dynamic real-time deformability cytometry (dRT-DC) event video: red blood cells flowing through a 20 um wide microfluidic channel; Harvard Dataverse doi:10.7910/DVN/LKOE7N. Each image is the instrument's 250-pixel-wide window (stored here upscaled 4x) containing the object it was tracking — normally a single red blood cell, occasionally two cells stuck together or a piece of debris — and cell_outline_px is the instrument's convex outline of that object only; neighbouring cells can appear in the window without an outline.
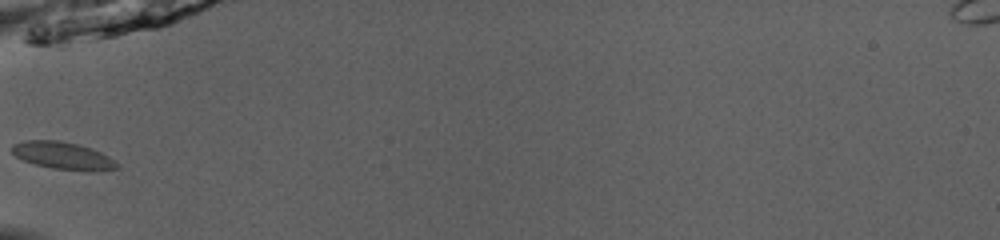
{"species": "common noctule bat (a hibernating species)", "species_latin": "Nyctalus noctula", "temperature_condition": "room temperature", "stored_images_in_passage": 30, "camera_frame_rate_fps": 3000, "um_per_image_px": 0.085, "animal": {"sex": "male", "body_mass_g": 13.0, "forearm_length_mm": 53.1}, "frame": {"image": 1, "passage_image": 1, "time_ms": 0.0, "image_size_px": [1000, 240], "cell_outline_px": [[120, 168], [92, 172], [52, 168], [36, 164], [24, 160], [16, 156], [12, 152], [12, 144], [24, 140], [60, 140], [76, 144], [100, 152], [108, 156], [120, 164]], "centroid_in_image_um": [5.38, 13.24], "position_along_channel_um": 79.6, "area_um2": 16.76}}
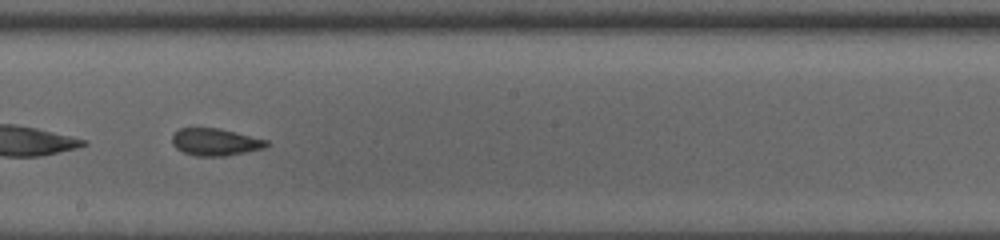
{"frame": {"image": 2, "passage_image": 12, "time_ms": 3.667, "image_size_px": [1000, 240], "cell_outline_px": [[272, 144], [264, 148], [224, 156], [196, 156], [184, 152], [176, 148], [172, 144], [172, 136], [180, 128], [220, 128], [268, 140]], "centroid_in_image_um": [18.32, 12.07], "position_along_channel_um": 229.9, "area_um2": 14.97}}
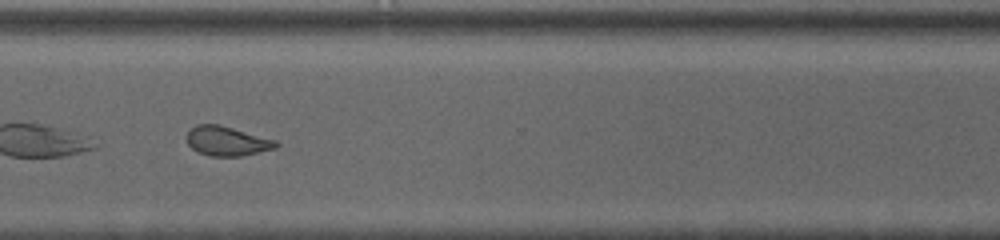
{"frame": {"image": 3, "passage_image": 21, "time_ms": 6.667, "image_size_px": [1000, 240], "cell_outline_px": [[280, 144], [276, 148], [240, 156], [208, 156], [192, 148], [188, 144], [184, 136], [196, 124], [220, 124], [276, 140]], "centroid_in_image_um": [19.28, 11.98], "position_along_channel_um": 351.3, "area_um2": 15.37}, "authors_computed_cell_mechanics": {"area_um2": 15.7216, "velocity_mm_per_s": 4.0585, "shape_relaxation_time_tau1_ms": 6.4129, "shape_relaxation_time_tau2_ms": 1.5871, "deformation_change_tau1": 0.1385, "deformation_change_tau2": 0.067}}